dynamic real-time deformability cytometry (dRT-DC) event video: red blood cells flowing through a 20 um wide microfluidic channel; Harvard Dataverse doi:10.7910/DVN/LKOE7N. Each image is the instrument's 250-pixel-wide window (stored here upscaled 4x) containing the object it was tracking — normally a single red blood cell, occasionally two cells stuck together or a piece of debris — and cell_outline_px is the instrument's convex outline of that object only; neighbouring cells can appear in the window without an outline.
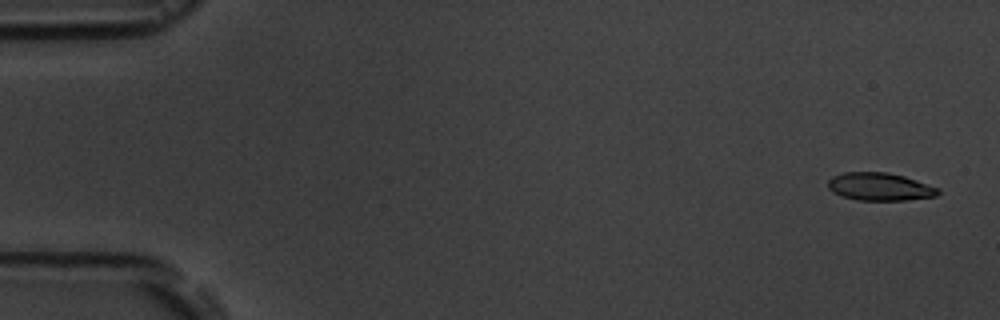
{"species": "common noctule bat (a hibernating species)", "species_latin": "Nyctalus noctula", "temperature_condition": "room temperature", "stored_images_in_passage": 5, "camera_frame_rate_fps": 3000, "um_per_image_px": 0.085, "animal": {"sex": "male", "body_mass_g": 19.5, "forearm_length_mm": 54.6}, "frame": {"image": 1, "passage_image": 1, "time_ms": 0.0, "image_size_px": [1000, 320], "cell_outline_px": [[940, 192], [936, 196], [908, 200], [856, 200], [840, 196], [832, 192], [828, 188], [828, 180], [832, 176], [844, 172], [888, 172], [904, 176], [940, 188]], "centroid_in_image_um": [74.77, 15.87], "position_along_channel_um": 10.2, "area_um2": 18.03}}
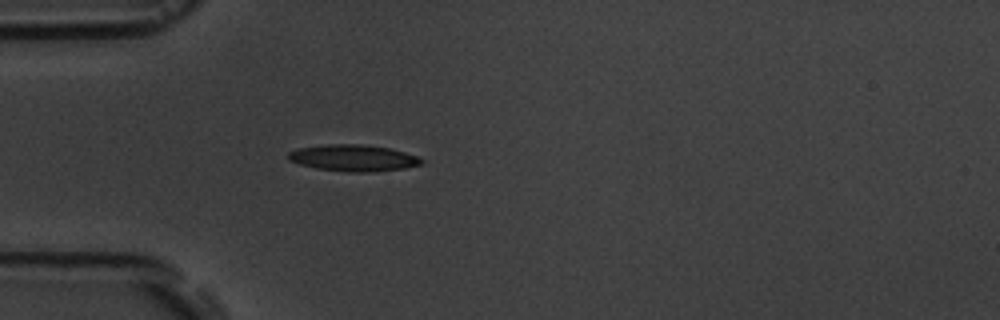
{"frame": {"image": 2, "passage_image": 5, "time_ms": 4.667, "image_size_px": [1000, 320], "cell_outline_px": [[424, 160], [420, 164], [404, 168], [364, 172], [348, 172], [316, 168], [300, 164], [288, 160], [288, 152], [296, 148], [328, 144], [360, 144], [388, 148], [404, 152], [416, 156]], "centroid_in_image_um": [29.97, 13.42], "position_along_channel_um": 55.0, "area_um2": 20.35}}